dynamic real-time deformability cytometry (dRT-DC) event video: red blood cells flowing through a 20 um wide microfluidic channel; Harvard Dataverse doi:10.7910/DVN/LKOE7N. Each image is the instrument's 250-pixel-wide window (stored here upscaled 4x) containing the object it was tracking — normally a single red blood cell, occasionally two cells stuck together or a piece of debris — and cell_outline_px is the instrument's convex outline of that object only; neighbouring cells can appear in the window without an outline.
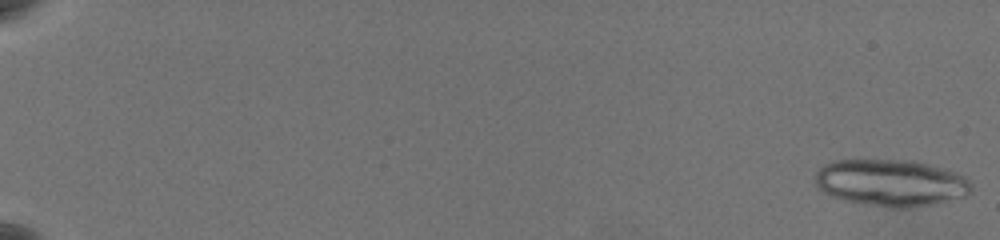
{"species": "common noctule bat (a hibernating species)", "species_latin": "Nyctalus noctula", "temperature_condition": "warm", "stored_images_in_passage": 25, "camera_frame_rate_fps": 3000, "um_per_image_px": 0.085, "animal": {"sex": "female", "body_mass_g": 19.5, "forearm_length_mm": 54.1}, "frame": {"image": 1, "passage_image": 1, "time_ms": 0.0, "image_size_px": [1000, 240], "cell_outline_px": [[972, 192], [968, 196], [908, 208], [892, 208], [844, 200], [832, 196], [824, 192], [816, 184], [816, 172], [824, 164], [832, 160], [912, 160], [928, 164], [956, 172], [964, 176], [972, 184]], "centroid_in_image_um": [75.75, 15.53], "position_along_channel_um": 9.3, "area_um2": 42.48}}